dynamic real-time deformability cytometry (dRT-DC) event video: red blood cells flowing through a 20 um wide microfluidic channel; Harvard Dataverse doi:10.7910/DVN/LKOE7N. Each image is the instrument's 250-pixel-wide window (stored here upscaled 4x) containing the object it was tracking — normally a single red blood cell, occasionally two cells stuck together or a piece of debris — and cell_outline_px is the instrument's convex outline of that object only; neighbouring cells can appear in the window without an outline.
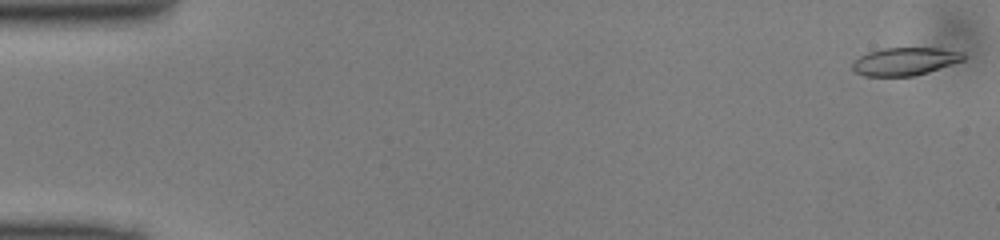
{"species": "common noctule bat (a hibernating species)", "species_latin": "Nyctalus noctula", "temperature_condition": "cold", "stored_images_in_passage": 41, "camera_frame_rate_fps": 3000, "um_per_image_px": 0.085, "animal": {"sex": "male", "body_mass_g": 13.0, "forearm_length_mm": 53.1}, "frame": {"image": 1, "passage_image": 1, "time_ms": 0.0, "image_size_px": [1000, 240], "cell_outline_px": [[964, 60], [928, 72], [912, 76], [864, 76], [856, 72], [852, 68], [852, 60], [868, 52], [884, 48], [940, 48], [964, 52]], "centroid_in_image_um": [76.9, 5.21], "position_along_channel_um": 8.1, "area_um2": 18.03}}
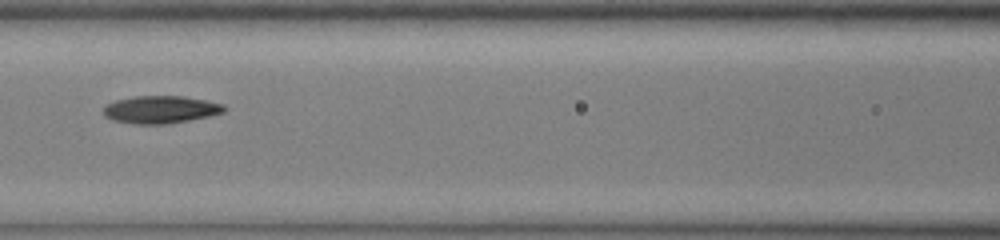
{"frame": {"image": 2, "passage_image": 22, "time_ms": 7.0, "image_size_px": [1000, 240], "cell_outline_px": [[224, 112], [208, 116], [168, 124], [132, 124], [112, 120], [104, 116], [104, 108], [108, 104], [116, 100], [136, 96], [184, 96], [224, 104]], "centroid_in_image_um": [13.63, 9.32], "position_along_channel_um": 153.0, "area_um2": 19.25}}
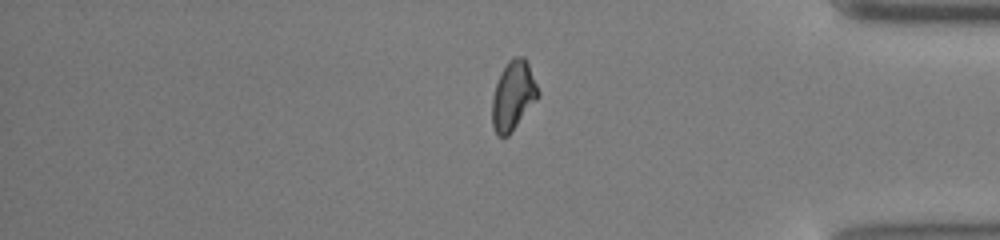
{"frame": {"image": 3, "passage_image": 41, "time_ms": 13.333, "image_size_px": [1000, 240], "cell_outline_px": [[540, 96], [508, 136], [496, 136], [492, 124], [492, 96], [500, 72], [508, 60], [512, 56], [524, 56], [528, 64], [540, 92]], "centroid_in_image_um": [43.61, 8.11], "position_along_channel_um": 391.6, "area_um2": 18.67}}